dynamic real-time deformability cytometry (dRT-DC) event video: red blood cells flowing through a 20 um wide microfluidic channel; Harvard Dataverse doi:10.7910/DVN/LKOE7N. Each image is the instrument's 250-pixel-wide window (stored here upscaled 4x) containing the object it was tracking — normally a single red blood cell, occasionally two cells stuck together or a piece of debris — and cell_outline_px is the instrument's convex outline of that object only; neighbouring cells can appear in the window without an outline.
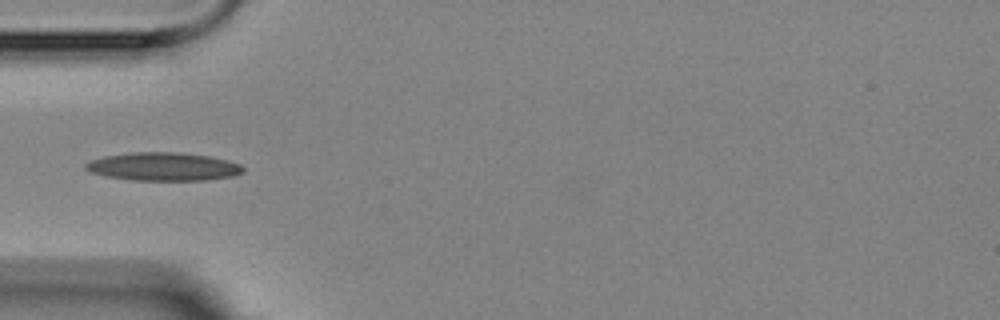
{"species": "Egyptian fruit bat (a non-hibernating species)", "species_latin": "Rousettus aegyptiacus", "temperature_condition": "room temperature", "stored_images_in_passage": 1, "camera_frame_rate_fps": 3000, "um_per_image_px": 0.085, "animal": {"sex": "female"}, "frame": {"image": 1, "passage_image": 1, "time_ms": 0.0, "image_size_px": [1000, 320], "cell_outline_px": [[244, 172], [232, 176], [208, 180], [132, 180], [104, 176], [88, 172], [84, 168], [84, 164], [92, 160], [104, 156], [128, 152], [180, 152], [208, 156], [228, 160], [240, 164], [244, 168]], "centroid_in_image_um": [13.85, 14.16], "position_along_channel_um": 71.1, "area_um2": 26.13}}